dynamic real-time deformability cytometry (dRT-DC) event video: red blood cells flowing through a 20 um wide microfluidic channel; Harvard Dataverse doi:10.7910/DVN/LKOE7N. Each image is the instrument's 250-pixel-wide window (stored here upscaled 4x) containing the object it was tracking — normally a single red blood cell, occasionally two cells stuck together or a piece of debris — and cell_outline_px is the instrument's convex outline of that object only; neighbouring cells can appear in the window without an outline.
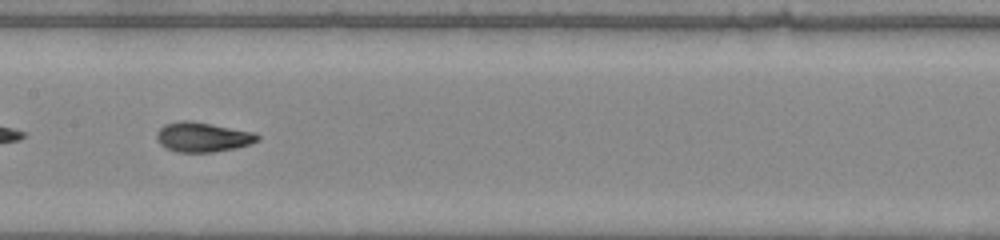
{"species": "common noctule bat (a hibernating species)", "species_latin": "Nyctalus noctula", "temperature_condition": "warm", "stored_images_in_passage": 53, "camera_frame_rate_fps": 3000, "um_per_image_px": 0.085, "animal": {"sex": "male", "body_mass_g": 20.0, "forearm_length_mm": 53.3}, "frame": {"image": 1, "passage_image": 28, "time_ms": 9.0, "image_size_px": [1000, 240], "cell_outline_px": [[260, 140], [236, 148], [212, 152], [176, 152], [160, 144], [156, 140], [156, 132], [164, 124], [184, 120], [192, 120], [256, 132], [260, 136]], "centroid_in_image_um": [17.24, 11.64], "position_along_channel_um": 190.2, "area_um2": 17.63}}
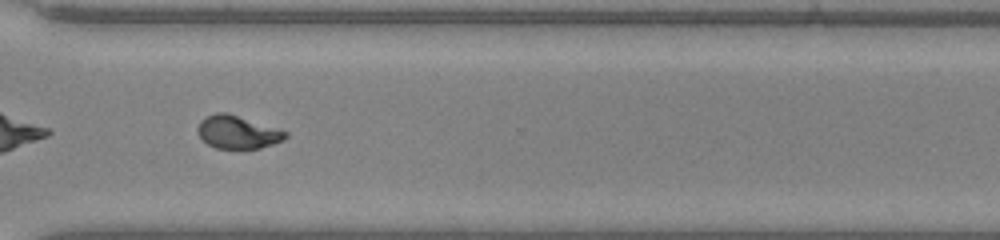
{"frame": {"image": 2, "passage_image": 40, "time_ms": 13.0, "image_size_px": [1000, 240], "cell_outline_px": [[288, 136], [284, 140], [260, 148], [216, 148], [208, 144], [196, 132], [196, 128], [200, 120], [216, 112], [224, 112], [280, 128], [288, 132]], "centroid_in_image_um": [20.21, 11.22], "position_along_channel_um": 350.4, "area_um2": 16.88}}
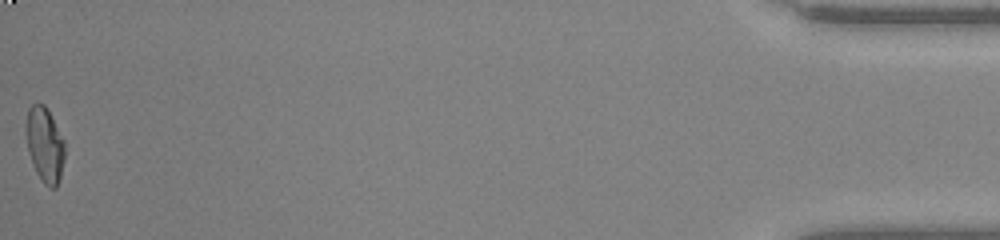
{"frame": {"image": 3, "passage_image": 53, "time_ms": 17.333, "image_size_px": [1000, 240], "cell_outline_px": [[64, 160], [60, 176], [56, 188], [48, 188], [44, 184], [36, 172], [28, 152], [28, 108], [32, 104], [44, 104], [64, 140]], "centroid_in_image_um": [3.84, 12.36], "position_along_channel_um": 431.4, "area_um2": 16.3}, "authors_computed_cell_mechanics": {"area_um2": 17.3978, "velocity_mm_per_s": 4.0096, "shape_relaxation_time_tau1_ms": 4.6055, "shape_relaxation_time_tau2_ms": 1.021, "deformation_change_tau1": 0.2189, "deformation_change_tau2": 0.0591}}